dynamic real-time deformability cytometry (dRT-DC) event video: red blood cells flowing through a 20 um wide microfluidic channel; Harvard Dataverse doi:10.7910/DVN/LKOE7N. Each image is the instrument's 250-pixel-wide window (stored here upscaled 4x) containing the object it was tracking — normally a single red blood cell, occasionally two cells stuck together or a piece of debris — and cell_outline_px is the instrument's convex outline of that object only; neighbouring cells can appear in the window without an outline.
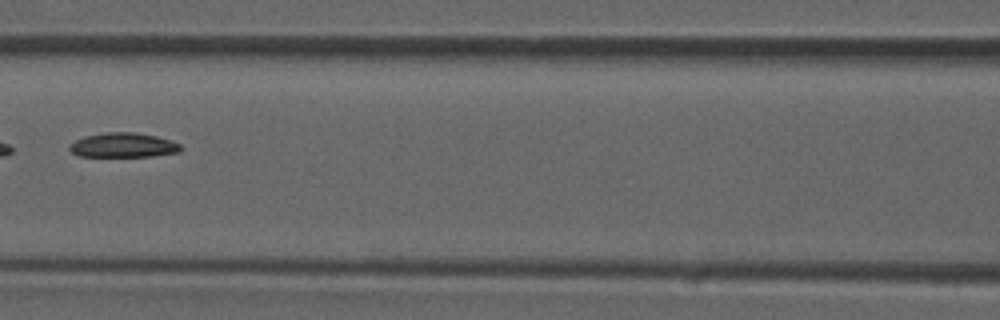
{"species": "common noctule bat (a hibernating species)", "species_latin": "Nyctalus noctula", "temperature_condition": "room temperature", "stored_images_in_passage": 31, "camera_frame_rate_fps": 3000, "um_per_image_px": 0.085, "animal": {"sex": "male", "forearm_length_mm": 52.5}, "frame": {"image": 1, "passage_image": 18, "time_ms": 5.667, "image_size_px": [1000, 320], "cell_outline_px": [[184, 148], [180, 152], [152, 156], [80, 156], [72, 152], [68, 148], [68, 144], [84, 136], [108, 132], [136, 132], [156, 136], [172, 140], [180, 144]], "centroid_in_image_um": [10.51, 12.33], "position_along_channel_um": 156.1, "area_um2": 16.01}}